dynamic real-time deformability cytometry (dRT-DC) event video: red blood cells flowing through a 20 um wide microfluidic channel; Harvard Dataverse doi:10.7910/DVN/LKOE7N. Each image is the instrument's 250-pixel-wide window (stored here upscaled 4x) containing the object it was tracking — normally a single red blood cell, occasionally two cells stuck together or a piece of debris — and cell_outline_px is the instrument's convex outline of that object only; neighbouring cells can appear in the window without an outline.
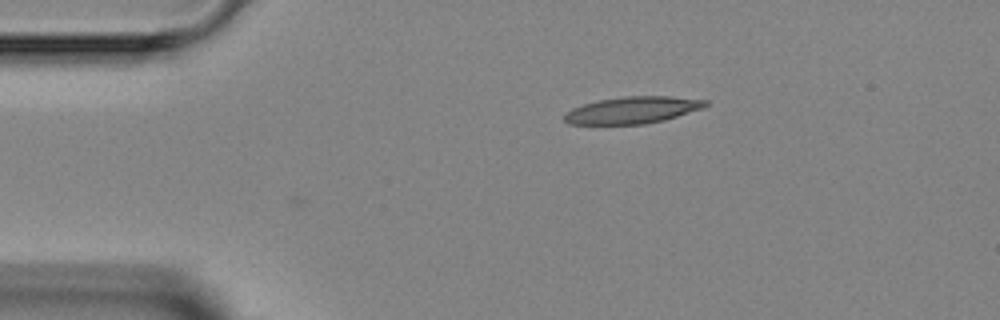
{"species": "Egyptian fruit bat (a non-hibernating species)", "species_latin": "Rousettus aegyptiacus", "temperature_condition": "room temperature", "stored_images_in_passage": 1, "camera_frame_rate_fps": 3000, "um_per_image_px": 0.085, "animal": {"sex": "female"}, "frame": {"image": 1, "passage_image": 1, "time_ms": 0.0, "image_size_px": [1000, 320], "cell_outline_px": [[708, 104], [704, 108], [664, 120], [644, 124], [568, 124], [564, 120], [564, 112], [572, 108], [584, 104], [600, 100], [624, 96], [668, 96], [708, 100]], "centroid_in_image_um": [53.77, 9.36], "position_along_channel_um": 31.2, "area_um2": 22.08}}